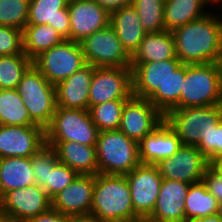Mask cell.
<instances>
[{
	"label": "cell",
	"instance_id": "1",
	"mask_svg": "<svg viewBox=\"0 0 222 222\" xmlns=\"http://www.w3.org/2000/svg\"><path fill=\"white\" fill-rule=\"evenodd\" d=\"M219 17L210 12L171 32L176 57L183 64L222 61V17Z\"/></svg>",
	"mask_w": 222,
	"mask_h": 222
},
{
	"label": "cell",
	"instance_id": "2",
	"mask_svg": "<svg viewBox=\"0 0 222 222\" xmlns=\"http://www.w3.org/2000/svg\"><path fill=\"white\" fill-rule=\"evenodd\" d=\"M90 215L100 222H126L139 218L134 212L130 186L125 175H94Z\"/></svg>",
	"mask_w": 222,
	"mask_h": 222
},
{
	"label": "cell",
	"instance_id": "3",
	"mask_svg": "<svg viewBox=\"0 0 222 222\" xmlns=\"http://www.w3.org/2000/svg\"><path fill=\"white\" fill-rule=\"evenodd\" d=\"M96 154L100 174L126 175L141 164L139 143L119 129L99 132Z\"/></svg>",
	"mask_w": 222,
	"mask_h": 222
},
{
	"label": "cell",
	"instance_id": "4",
	"mask_svg": "<svg viewBox=\"0 0 222 222\" xmlns=\"http://www.w3.org/2000/svg\"><path fill=\"white\" fill-rule=\"evenodd\" d=\"M221 104L220 63L185 64L180 108Z\"/></svg>",
	"mask_w": 222,
	"mask_h": 222
},
{
	"label": "cell",
	"instance_id": "5",
	"mask_svg": "<svg viewBox=\"0 0 222 222\" xmlns=\"http://www.w3.org/2000/svg\"><path fill=\"white\" fill-rule=\"evenodd\" d=\"M17 91L31 120L46 129L57 108L55 85L32 64L24 73Z\"/></svg>",
	"mask_w": 222,
	"mask_h": 222
},
{
	"label": "cell",
	"instance_id": "6",
	"mask_svg": "<svg viewBox=\"0 0 222 222\" xmlns=\"http://www.w3.org/2000/svg\"><path fill=\"white\" fill-rule=\"evenodd\" d=\"M164 120L177 134L182 145L198 146L222 120V106L178 108L169 111Z\"/></svg>",
	"mask_w": 222,
	"mask_h": 222
},
{
	"label": "cell",
	"instance_id": "7",
	"mask_svg": "<svg viewBox=\"0 0 222 222\" xmlns=\"http://www.w3.org/2000/svg\"><path fill=\"white\" fill-rule=\"evenodd\" d=\"M98 134L89 110L58 106L45 129L46 141H76L85 145H96Z\"/></svg>",
	"mask_w": 222,
	"mask_h": 222
},
{
	"label": "cell",
	"instance_id": "8",
	"mask_svg": "<svg viewBox=\"0 0 222 222\" xmlns=\"http://www.w3.org/2000/svg\"><path fill=\"white\" fill-rule=\"evenodd\" d=\"M86 64L81 44L72 40H64L33 60V65L53 85L67 79Z\"/></svg>",
	"mask_w": 222,
	"mask_h": 222
},
{
	"label": "cell",
	"instance_id": "9",
	"mask_svg": "<svg viewBox=\"0 0 222 222\" xmlns=\"http://www.w3.org/2000/svg\"><path fill=\"white\" fill-rule=\"evenodd\" d=\"M80 44L87 64L94 67L131 66V57L110 25L86 37Z\"/></svg>",
	"mask_w": 222,
	"mask_h": 222
},
{
	"label": "cell",
	"instance_id": "10",
	"mask_svg": "<svg viewBox=\"0 0 222 222\" xmlns=\"http://www.w3.org/2000/svg\"><path fill=\"white\" fill-rule=\"evenodd\" d=\"M132 96L131 68L94 67L89 90V108L112 100H128Z\"/></svg>",
	"mask_w": 222,
	"mask_h": 222
},
{
	"label": "cell",
	"instance_id": "11",
	"mask_svg": "<svg viewBox=\"0 0 222 222\" xmlns=\"http://www.w3.org/2000/svg\"><path fill=\"white\" fill-rule=\"evenodd\" d=\"M52 208V199L38 184L6 192L0 198V211L14 222H25Z\"/></svg>",
	"mask_w": 222,
	"mask_h": 222
},
{
	"label": "cell",
	"instance_id": "12",
	"mask_svg": "<svg viewBox=\"0 0 222 222\" xmlns=\"http://www.w3.org/2000/svg\"><path fill=\"white\" fill-rule=\"evenodd\" d=\"M209 161L197 146L182 145L169 158L160 160L156 166L163 179L182 181L188 184L201 181Z\"/></svg>",
	"mask_w": 222,
	"mask_h": 222
},
{
	"label": "cell",
	"instance_id": "13",
	"mask_svg": "<svg viewBox=\"0 0 222 222\" xmlns=\"http://www.w3.org/2000/svg\"><path fill=\"white\" fill-rule=\"evenodd\" d=\"M164 121V115L148 100L132 96L122 109L119 130L139 143Z\"/></svg>",
	"mask_w": 222,
	"mask_h": 222
},
{
	"label": "cell",
	"instance_id": "14",
	"mask_svg": "<svg viewBox=\"0 0 222 222\" xmlns=\"http://www.w3.org/2000/svg\"><path fill=\"white\" fill-rule=\"evenodd\" d=\"M130 186L134 212L148 217L154 210L163 181L156 165L140 164L125 175Z\"/></svg>",
	"mask_w": 222,
	"mask_h": 222
},
{
	"label": "cell",
	"instance_id": "15",
	"mask_svg": "<svg viewBox=\"0 0 222 222\" xmlns=\"http://www.w3.org/2000/svg\"><path fill=\"white\" fill-rule=\"evenodd\" d=\"M45 145L41 126L0 125V158L32 157Z\"/></svg>",
	"mask_w": 222,
	"mask_h": 222
},
{
	"label": "cell",
	"instance_id": "16",
	"mask_svg": "<svg viewBox=\"0 0 222 222\" xmlns=\"http://www.w3.org/2000/svg\"><path fill=\"white\" fill-rule=\"evenodd\" d=\"M70 40L81 42L96 31L110 25V12L93 0L68 2Z\"/></svg>",
	"mask_w": 222,
	"mask_h": 222
},
{
	"label": "cell",
	"instance_id": "17",
	"mask_svg": "<svg viewBox=\"0 0 222 222\" xmlns=\"http://www.w3.org/2000/svg\"><path fill=\"white\" fill-rule=\"evenodd\" d=\"M94 175L79 174L52 198V209L68 216L90 215Z\"/></svg>",
	"mask_w": 222,
	"mask_h": 222
},
{
	"label": "cell",
	"instance_id": "18",
	"mask_svg": "<svg viewBox=\"0 0 222 222\" xmlns=\"http://www.w3.org/2000/svg\"><path fill=\"white\" fill-rule=\"evenodd\" d=\"M190 185L163 179L155 208L148 218L156 222H186L184 201Z\"/></svg>",
	"mask_w": 222,
	"mask_h": 222
},
{
	"label": "cell",
	"instance_id": "19",
	"mask_svg": "<svg viewBox=\"0 0 222 222\" xmlns=\"http://www.w3.org/2000/svg\"><path fill=\"white\" fill-rule=\"evenodd\" d=\"M182 64L179 59L131 65L133 96L148 99Z\"/></svg>",
	"mask_w": 222,
	"mask_h": 222
},
{
	"label": "cell",
	"instance_id": "20",
	"mask_svg": "<svg viewBox=\"0 0 222 222\" xmlns=\"http://www.w3.org/2000/svg\"><path fill=\"white\" fill-rule=\"evenodd\" d=\"M94 66L86 64L67 79L55 85L58 107L89 110V90Z\"/></svg>",
	"mask_w": 222,
	"mask_h": 222
},
{
	"label": "cell",
	"instance_id": "21",
	"mask_svg": "<svg viewBox=\"0 0 222 222\" xmlns=\"http://www.w3.org/2000/svg\"><path fill=\"white\" fill-rule=\"evenodd\" d=\"M181 146L179 137L164 120L139 142L140 162L156 165L160 160L175 154Z\"/></svg>",
	"mask_w": 222,
	"mask_h": 222
},
{
	"label": "cell",
	"instance_id": "22",
	"mask_svg": "<svg viewBox=\"0 0 222 222\" xmlns=\"http://www.w3.org/2000/svg\"><path fill=\"white\" fill-rule=\"evenodd\" d=\"M55 150L59 162L78 174H98L96 145L80 144L76 141H46Z\"/></svg>",
	"mask_w": 222,
	"mask_h": 222
},
{
	"label": "cell",
	"instance_id": "23",
	"mask_svg": "<svg viewBox=\"0 0 222 222\" xmlns=\"http://www.w3.org/2000/svg\"><path fill=\"white\" fill-rule=\"evenodd\" d=\"M67 5V0H30L27 24H48L65 40H70V17Z\"/></svg>",
	"mask_w": 222,
	"mask_h": 222
},
{
	"label": "cell",
	"instance_id": "24",
	"mask_svg": "<svg viewBox=\"0 0 222 222\" xmlns=\"http://www.w3.org/2000/svg\"><path fill=\"white\" fill-rule=\"evenodd\" d=\"M110 26L122 42L124 50L132 57L147 33L133 5L123 6L110 12Z\"/></svg>",
	"mask_w": 222,
	"mask_h": 222
},
{
	"label": "cell",
	"instance_id": "25",
	"mask_svg": "<svg viewBox=\"0 0 222 222\" xmlns=\"http://www.w3.org/2000/svg\"><path fill=\"white\" fill-rule=\"evenodd\" d=\"M178 59L175 54L174 38L171 32L159 31L146 33L135 54L131 57V65L140 63Z\"/></svg>",
	"mask_w": 222,
	"mask_h": 222
},
{
	"label": "cell",
	"instance_id": "26",
	"mask_svg": "<svg viewBox=\"0 0 222 222\" xmlns=\"http://www.w3.org/2000/svg\"><path fill=\"white\" fill-rule=\"evenodd\" d=\"M33 184L32 157L0 158V198L8 191Z\"/></svg>",
	"mask_w": 222,
	"mask_h": 222
},
{
	"label": "cell",
	"instance_id": "27",
	"mask_svg": "<svg viewBox=\"0 0 222 222\" xmlns=\"http://www.w3.org/2000/svg\"><path fill=\"white\" fill-rule=\"evenodd\" d=\"M210 0H165L164 3V28L169 32L197 20L209 12L204 7Z\"/></svg>",
	"mask_w": 222,
	"mask_h": 222
},
{
	"label": "cell",
	"instance_id": "28",
	"mask_svg": "<svg viewBox=\"0 0 222 222\" xmlns=\"http://www.w3.org/2000/svg\"><path fill=\"white\" fill-rule=\"evenodd\" d=\"M64 40L58 31L48 24H26L23 29V52L33 61L42 52Z\"/></svg>",
	"mask_w": 222,
	"mask_h": 222
},
{
	"label": "cell",
	"instance_id": "29",
	"mask_svg": "<svg viewBox=\"0 0 222 222\" xmlns=\"http://www.w3.org/2000/svg\"><path fill=\"white\" fill-rule=\"evenodd\" d=\"M185 79V64H181L148 100L165 116L169 111L180 108V94Z\"/></svg>",
	"mask_w": 222,
	"mask_h": 222
},
{
	"label": "cell",
	"instance_id": "30",
	"mask_svg": "<svg viewBox=\"0 0 222 222\" xmlns=\"http://www.w3.org/2000/svg\"><path fill=\"white\" fill-rule=\"evenodd\" d=\"M185 205L186 222L218 213L219 202L206 190L202 181L192 183L187 191Z\"/></svg>",
	"mask_w": 222,
	"mask_h": 222
},
{
	"label": "cell",
	"instance_id": "31",
	"mask_svg": "<svg viewBox=\"0 0 222 222\" xmlns=\"http://www.w3.org/2000/svg\"><path fill=\"white\" fill-rule=\"evenodd\" d=\"M0 125L39 126L31 120L17 89H0Z\"/></svg>",
	"mask_w": 222,
	"mask_h": 222
},
{
	"label": "cell",
	"instance_id": "32",
	"mask_svg": "<svg viewBox=\"0 0 222 222\" xmlns=\"http://www.w3.org/2000/svg\"><path fill=\"white\" fill-rule=\"evenodd\" d=\"M33 64L25 54L0 56V89H17L24 73Z\"/></svg>",
	"mask_w": 222,
	"mask_h": 222
},
{
	"label": "cell",
	"instance_id": "33",
	"mask_svg": "<svg viewBox=\"0 0 222 222\" xmlns=\"http://www.w3.org/2000/svg\"><path fill=\"white\" fill-rule=\"evenodd\" d=\"M127 100H112L89 108L92 122L99 132L119 129L122 109Z\"/></svg>",
	"mask_w": 222,
	"mask_h": 222
},
{
	"label": "cell",
	"instance_id": "34",
	"mask_svg": "<svg viewBox=\"0 0 222 222\" xmlns=\"http://www.w3.org/2000/svg\"><path fill=\"white\" fill-rule=\"evenodd\" d=\"M165 0H133L132 5L139 15L143 29L147 33L165 31Z\"/></svg>",
	"mask_w": 222,
	"mask_h": 222
},
{
	"label": "cell",
	"instance_id": "35",
	"mask_svg": "<svg viewBox=\"0 0 222 222\" xmlns=\"http://www.w3.org/2000/svg\"><path fill=\"white\" fill-rule=\"evenodd\" d=\"M30 0H0V25L23 31L29 16Z\"/></svg>",
	"mask_w": 222,
	"mask_h": 222
},
{
	"label": "cell",
	"instance_id": "36",
	"mask_svg": "<svg viewBox=\"0 0 222 222\" xmlns=\"http://www.w3.org/2000/svg\"><path fill=\"white\" fill-rule=\"evenodd\" d=\"M78 175L79 174L76 171L59 162V159L56 157L49 164L48 181L43 189L52 199L56 194L68 186Z\"/></svg>",
	"mask_w": 222,
	"mask_h": 222
},
{
	"label": "cell",
	"instance_id": "37",
	"mask_svg": "<svg viewBox=\"0 0 222 222\" xmlns=\"http://www.w3.org/2000/svg\"><path fill=\"white\" fill-rule=\"evenodd\" d=\"M55 150L47 144L32 156V168L35 182L42 188L48 181L49 164L56 158Z\"/></svg>",
	"mask_w": 222,
	"mask_h": 222
},
{
	"label": "cell",
	"instance_id": "38",
	"mask_svg": "<svg viewBox=\"0 0 222 222\" xmlns=\"http://www.w3.org/2000/svg\"><path fill=\"white\" fill-rule=\"evenodd\" d=\"M23 52V31L0 25V56L20 55Z\"/></svg>",
	"mask_w": 222,
	"mask_h": 222
},
{
	"label": "cell",
	"instance_id": "39",
	"mask_svg": "<svg viewBox=\"0 0 222 222\" xmlns=\"http://www.w3.org/2000/svg\"><path fill=\"white\" fill-rule=\"evenodd\" d=\"M197 148L209 161L211 158L222 155V120L214 127L206 138H203Z\"/></svg>",
	"mask_w": 222,
	"mask_h": 222
},
{
	"label": "cell",
	"instance_id": "40",
	"mask_svg": "<svg viewBox=\"0 0 222 222\" xmlns=\"http://www.w3.org/2000/svg\"><path fill=\"white\" fill-rule=\"evenodd\" d=\"M205 188L218 202L222 201V175L214 172L209 166L201 179Z\"/></svg>",
	"mask_w": 222,
	"mask_h": 222
},
{
	"label": "cell",
	"instance_id": "41",
	"mask_svg": "<svg viewBox=\"0 0 222 222\" xmlns=\"http://www.w3.org/2000/svg\"><path fill=\"white\" fill-rule=\"evenodd\" d=\"M25 222H68V215H64L51 208L47 212Z\"/></svg>",
	"mask_w": 222,
	"mask_h": 222
},
{
	"label": "cell",
	"instance_id": "42",
	"mask_svg": "<svg viewBox=\"0 0 222 222\" xmlns=\"http://www.w3.org/2000/svg\"><path fill=\"white\" fill-rule=\"evenodd\" d=\"M99 6L107 9L109 12H112L123 6H128L132 4L133 0H93Z\"/></svg>",
	"mask_w": 222,
	"mask_h": 222
},
{
	"label": "cell",
	"instance_id": "43",
	"mask_svg": "<svg viewBox=\"0 0 222 222\" xmlns=\"http://www.w3.org/2000/svg\"><path fill=\"white\" fill-rule=\"evenodd\" d=\"M214 172L222 175V155L213 157L209 160L208 165Z\"/></svg>",
	"mask_w": 222,
	"mask_h": 222
},
{
	"label": "cell",
	"instance_id": "44",
	"mask_svg": "<svg viewBox=\"0 0 222 222\" xmlns=\"http://www.w3.org/2000/svg\"><path fill=\"white\" fill-rule=\"evenodd\" d=\"M68 222H100L92 215L68 216Z\"/></svg>",
	"mask_w": 222,
	"mask_h": 222
},
{
	"label": "cell",
	"instance_id": "45",
	"mask_svg": "<svg viewBox=\"0 0 222 222\" xmlns=\"http://www.w3.org/2000/svg\"><path fill=\"white\" fill-rule=\"evenodd\" d=\"M189 222H222V218L218 214H216L208 217L197 218Z\"/></svg>",
	"mask_w": 222,
	"mask_h": 222
},
{
	"label": "cell",
	"instance_id": "46",
	"mask_svg": "<svg viewBox=\"0 0 222 222\" xmlns=\"http://www.w3.org/2000/svg\"><path fill=\"white\" fill-rule=\"evenodd\" d=\"M126 222H156L148 217H139L133 220H128Z\"/></svg>",
	"mask_w": 222,
	"mask_h": 222
},
{
	"label": "cell",
	"instance_id": "47",
	"mask_svg": "<svg viewBox=\"0 0 222 222\" xmlns=\"http://www.w3.org/2000/svg\"><path fill=\"white\" fill-rule=\"evenodd\" d=\"M0 222H14L8 215L0 211Z\"/></svg>",
	"mask_w": 222,
	"mask_h": 222
},
{
	"label": "cell",
	"instance_id": "48",
	"mask_svg": "<svg viewBox=\"0 0 222 222\" xmlns=\"http://www.w3.org/2000/svg\"><path fill=\"white\" fill-rule=\"evenodd\" d=\"M217 214L222 218V201L219 202Z\"/></svg>",
	"mask_w": 222,
	"mask_h": 222
},
{
	"label": "cell",
	"instance_id": "49",
	"mask_svg": "<svg viewBox=\"0 0 222 222\" xmlns=\"http://www.w3.org/2000/svg\"><path fill=\"white\" fill-rule=\"evenodd\" d=\"M220 69H221V106H222V61L220 62Z\"/></svg>",
	"mask_w": 222,
	"mask_h": 222
},
{
	"label": "cell",
	"instance_id": "50",
	"mask_svg": "<svg viewBox=\"0 0 222 222\" xmlns=\"http://www.w3.org/2000/svg\"><path fill=\"white\" fill-rule=\"evenodd\" d=\"M210 1L212 2V4L213 3H219V2L222 4V0H210Z\"/></svg>",
	"mask_w": 222,
	"mask_h": 222
}]
</instances>
